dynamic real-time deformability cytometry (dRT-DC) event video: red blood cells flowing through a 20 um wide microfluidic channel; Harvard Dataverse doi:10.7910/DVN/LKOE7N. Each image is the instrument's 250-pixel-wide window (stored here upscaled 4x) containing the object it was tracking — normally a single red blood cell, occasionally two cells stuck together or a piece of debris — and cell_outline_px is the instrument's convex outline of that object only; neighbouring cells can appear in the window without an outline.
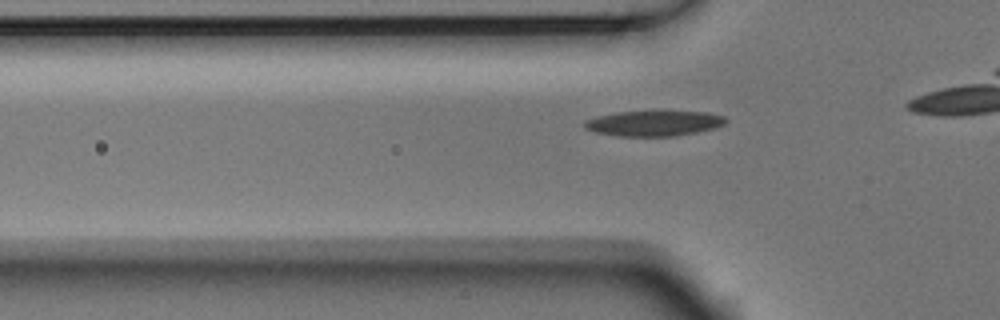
{"species": "Egyptian fruit bat (a non-hibernating species)", "species_latin": "Rousettus aegyptiacus", "temperature_condition": "room temperature", "stored_images_in_passage": 32, "camera_frame_rate_fps": 3000, "um_per_image_px": 0.085, "animal": {"sex": "male"}, "frame": {"image": 1, "passage_image": 7, "time_ms": 2.0, "image_size_px": [1000, 320], "cell_outline_px": [[728, 120], [724, 124], [716, 128], [676, 136], [616, 136], [596, 132], [584, 128], [584, 120], [596, 116], [616, 112], [656, 108], [664, 108], [708, 112], [724, 116]], "centroid_in_image_um": [55.61, 10.42], "position_along_channel_um": 70.2, "area_um2": 22.25}}
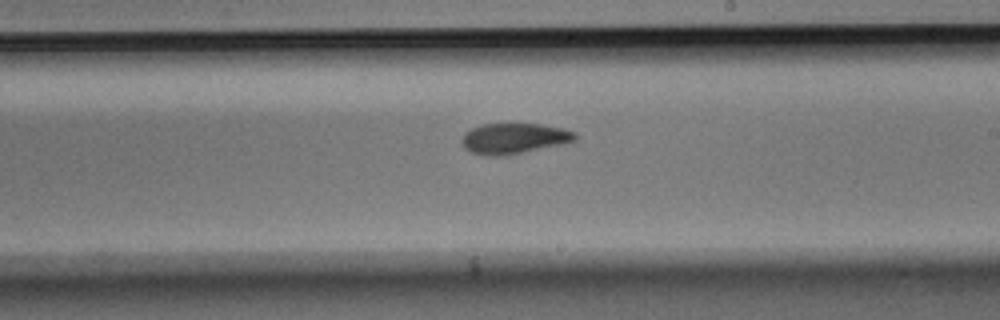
{"frame": {"image": 2, "passage_image": 21, "time_ms": 6.667, "image_size_px": [1000, 320], "cell_outline_px": [[576, 140], [564, 144], [520, 152], [496, 156], [472, 152], [464, 148], [460, 140], [464, 132], [472, 128], [484, 124], [540, 124], [560, 128], [576, 132]], "centroid_in_image_um": [43.67, 11.75], "position_along_channel_um": 245.3, "area_um2": 19.83}}
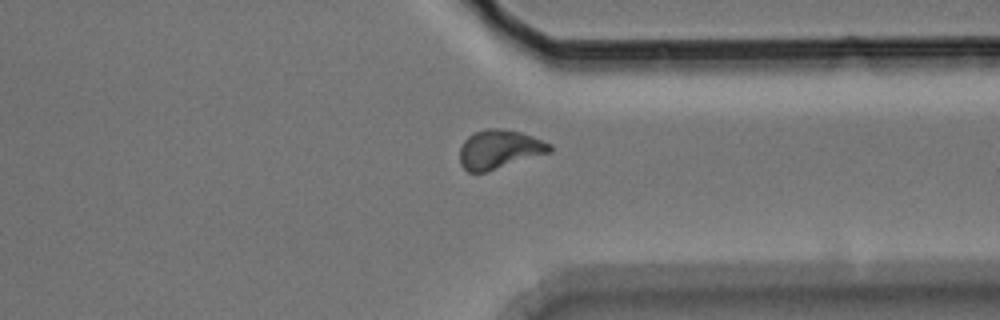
{"frame": {"image": 3, "passage_image": 31, "time_ms": 10.0, "image_size_px": [1000, 320], "cell_outline_px": [[552, 152], [484, 172], [468, 172], [460, 164], [460, 148], [464, 140], [468, 136], [484, 128], [500, 128], [520, 132], [532, 136], [552, 144]], "centroid_in_image_um": [42.45, 12.68], "position_along_channel_um": 369.0, "area_um2": 20.35}}